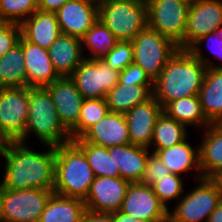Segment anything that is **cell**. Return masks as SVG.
Listing matches in <instances>:
<instances>
[{"label":"cell","mask_w":222,"mask_h":222,"mask_svg":"<svg viewBox=\"0 0 222 222\" xmlns=\"http://www.w3.org/2000/svg\"><path fill=\"white\" fill-rule=\"evenodd\" d=\"M208 222H222V202L211 213Z\"/></svg>","instance_id":"cell-44"},{"label":"cell","mask_w":222,"mask_h":222,"mask_svg":"<svg viewBox=\"0 0 222 222\" xmlns=\"http://www.w3.org/2000/svg\"><path fill=\"white\" fill-rule=\"evenodd\" d=\"M171 174V171L160 160L155 153H150L146 163L145 173L141 183L148 186H153L159 179Z\"/></svg>","instance_id":"cell-38"},{"label":"cell","mask_w":222,"mask_h":222,"mask_svg":"<svg viewBox=\"0 0 222 222\" xmlns=\"http://www.w3.org/2000/svg\"><path fill=\"white\" fill-rule=\"evenodd\" d=\"M53 193L51 189H6L3 205L4 222H39Z\"/></svg>","instance_id":"cell-11"},{"label":"cell","mask_w":222,"mask_h":222,"mask_svg":"<svg viewBox=\"0 0 222 222\" xmlns=\"http://www.w3.org/2000/svg\"><path fill=\"white\" fill-rule=\"evenodd\" d=\"M81 222H112V213L85 210Z\"/></svg>","instance_id":"cell-41"},{"label":"cell","mask_w":222,"mask_h":222,"mask_svg":"<svg viewBox=\"0 0 222 222\" xmlns=\"http://www.w3.org/2000/svg\"><path fill=\"white\" fill-rule=\"evenodd\" d=\"M108 112L106 99H84L78 123L70 130L72 140L80 138L92 125L104 118Z\"/></svg>","instance_id":"cell-33"},{"label":"cell","mask_w":222,"mask_h":222,"mask_svg":"<svg viewBox=\"0 0 222 222\" xmlns=\"http://www.w3.org/2000/svg\"><path fill=\"white\" fill-rule=\"evenodd\" d=\"M219 27H222V0L191 1L185 30V50Z\"/></svg>","instance_id":"cell-13"},{"label":"cell","mask_w":222,"mask_h":222,"mask_svg":"<svg viewBox=\"0 0 222 222\" xmlns=\"http://www.w3.org/2000/svg\"><path fill=\"white\" fill-rule=\"evenodd\" d=\"M187 128L162 112L156 121L150 147L153 145V150H161L184 141L188 138Z\"/></svg>","instance_id":"cell-31"},{"label":"cell","mask_w":222,"mask_h":222,"mask_svg":"<svg viewBox=\"0 0 222 222\" xmlns=\"http://www.w3.org/2000/svg\"><path fill=\"white\" fill-rule=\"evenodd\" d=\"M203 42L207 44L209 51H212L215 58L222 60V39H220L219 35L216 31L213 33H209L200 39H198L194 45H192L188 50L198 58L207 68L210 69H222L221 65H216L211 63L205 56H203L202 46ZM214 45V46H213Z\"/></svg>","instance_id":"cell-36"},{"label":"cell","mask_w":222,"mask_h":222,"mask_svg":"<svg viewBox=\"0 0 222 222\" xmlns=\"http://www.w3.org/2000/svg\"><path fill=\"white\" fill-rule=\"evenodd\" d=\"M207 67L189 50L178 49L154 81L153 96L163 107L199 94Z\"/></svg>","instance_id":"cell-2"},{"label":"cell","mask_w":222,"mask_h":222,"mask_svg":"<svg viewBox=\"0 0 222 222\" xmlns=\"http://www.w3.org/2000/svg\"><path fill=\"white\" fill-rule=\"evenodd\" d=\"M183 178L177 174H169L157 181L152 187L155 195L169 209L171 200H180L184 192ZM179 198V199H178Z\"/></svg>","instance_id":"cell-35"},{"label":"cell","mask_w":222,"mask_h":222,"mask_svg":"<svg viewBox=\"0 0 222 222\" xmlns=\"http://www.w3.org/2000/svg\"><path fill=\"white\" fill-rule=\"evenodd\" d=\"M198 97L206 119L222 123V69L207 68Z\"/></svg>","instance_id":"cell-25"},{"label":"cell","mask_w":222,"mask_h":222,"mask_svg":"<svg viewBox=\"0 0 222 222\" xmlns=\"http://www.w3.org/2000/svg\"><path fill=\"white\" fill-rule=\"evenodd\" d=\"M196 182L197 187L182 196L173 207L174 210H169L168 222H208L209 216L222 202V198L210 178H201Z\"/></svg>","instance_id":"cell-8"},{"label":"cell","mask_w":222,"mask_h":222,"mask_svg":"<svg viewBox=\"0 0 222 222\" xmlns=\"http://www.w3.org/2000/svg\"><path fill=\"white\" fill-rule=\"evenodd\" d=\"M189 0H146L148 27L185 50Z\"/></svg>","instance_id":"cell-6"},{"label":"cell","mask_w":222,"mask_h":222,"mask_svg":"<svg viewBox=\"0 0 222 222\" xmlns=\"http://www.w3.org/2000/svg\"><path fill=\"white\" fill-rule=\"evenodd\" d=\"M118 42L119 40L112 31L98 19L81 38L83 54H85V50H83L84 46H86L88 51H91L90 54H92L89 57L84 56V58L102 59Z\"/></svg>","instance_id":"cell-30"},{"label":"cell","mask_w":222,"mask_h":222,"mask_svg":"<svg viewBox=\"0 0 222 222\" xmlns=\"http://www.w3.org/2000/svg\"><path fill=\"white\" fill-rule=\"evenodd\" d=\"M21 35L43 49L48 50L61 34L56 12L38 9L21 24Z\"/></svg>","instance_id":"cell-21"},{"label":"cell","mask_w":222,"mask_h":222,"mask_svg":"<svg viewBox=\"0 0 222 222\" xmlns=\"http://www.w3.org/2000/svg\"><path fill=\"white\" fill-rule=\"evenodd\" d=\"M98 19L119 41H132L148 27L146 0H100Z\"/></svg>","instance_id":"cell-5"},{"label":"cell","mask_w":222,"mask_h":222,"mask_svg":"<svg viewBox=\"0 0 222 222\" xmlns=\"http://www.w3.org/2000/svg\"><path fill=\"white\" fill-rule=\"evenodd\" d=\"M10 87H27L22 35L19 43L0 57V88Z\"/></svg>","instance_id":"cell-27"},{"label":"cell","mask_w":222,"mask_h":222,"mask_svg":"<svg viewBox=\"0 0 222 222\" xmlns=\"http://www.w3.org/2000/svg\"><path fill=\"white\" fill-rule=\"evenodd\" d=\"M29 87L0 88V128L10 141H19L28 121Z\"/></svg>","instance_id":"cell-10"},{"label":"cell","mask_w":222,"mask_h":222,"mask_svg":"<svg viewBox=\"0 0 222 222\" xmlns=\"http://www.w3.org/2000/svg\"><path fill=\"white\" fill-rule=\"evenodd\" d=\"M37 152L26 143L11 141L0 153L4 157V177L1 185L6 189H51L54 187L56 147Z\"/></svg>","instance_id":"cell-1"},{"label":"cell","mask_w":222,"mask_h":222,"mask_svg":"<svg viewBox=\"0 0 222 222\" xmlns=\"http://www.w3.org/2000/svg\"><path fill=\"white\" fill-rule=\"evenodd\" d=\"M97 0H70L57 12L61 34L81 39L98 20Z\"/></svg>","instance_id":"cell-15"},{"label":"cell","mask_w":222,"mask_h":222,"mask_svg":"<svg viewBox=\"0 0 222 222\" xmlns=\"http://www.w3.org/2000/svg\"><path fill=\"white\" fill-rule=\"evenodd\" d=\"M149 148L133 144L109 147V154L114 159L115 171L121 178L131 182H141L150 154Z\"/></svg>","instance_id":"cell-20"},{"label":"cell","mask_w":222,"mask_h":222,"mask_svg":"<svg viewBox=\"0 0 222 222\" xmlns=\"http://www.w3.org/2000/svg\"><path fill=\"white\" fill-rule=\"evenodd\" d=\"M74 142H90L106 148L130 144L128 123L123 113L108 112Z\"/></svg>","instance_id":"cell-17"},{"label":"cell","mask_w":222,"mask_h":222,"mask_svg":"<svg viewBox=\"0 0 222 222\" xmlns=\"http://www.w3.org/2000/svg\"><path fill=\"white\" fill-rule=\"evenodd\" d=\"M10 140L6 137L0 128V153L10 144Z\"/></svg>","instance_id":"cell-47"},{"label":"cell","mask_w":222,"mask_h":222,"mask_svg":"<svg viewBox=\"0 0 222 222\" xmlns=\"http://www.w3.org/2000/svg\"><path fill=\"white\" fill-rule=\"evenodd\" d=\"M23 56L27 73V87H46L60 77L53 68L48 50L27 41L24 37Z\"/></svg>","instance_id":"cell-19"},{"label":"cell","mask_w":222,"mask_h":222,"mask_svg":"<svg viewBox=\"0 0 222 222\" xmlns=\"http://www.w3.org/2000/svg\"><path fill=\"white\" fill-rule=\"evenodd\" d=\"M154 85H132L118 82L106 96L110 112L127 113L153 95Z\"/></svg>","instance_id":"cell-26"},{"label":"cell","mask_w":222,"mask_h":222,"mask_svg":"<svg viewBox=\"0 0 222 222\" xmlns=\"http://www.w3.org/2000/svg\"><path fill=\"white\" fill-rule=\"evenodd\" d=\"M45 88L53 99L61 123L70 131L78 123L83 96L70 77H59Z\"/></svg>","instance_id":"cell-18"},{"label":"cell","mask_w":222,"mask_h":222,"mask_svg":"<svg viewBox=\"0 0 222 222\" xmlns=\"http://www.w3.org/2000/svg\"><path fill=\"white\" fill-rule=\"evenodd\" d=\"M102 60L115 70L123 71L133 63V44L131 41H119Z\"/></svg>","instance_id":"cell-37"},{"label":"cell","mask_w":222,"mask_h":222,"mask_svg":"<svg viewBox=\"0 0 222 222\" xmlns=\"http://www.w3.org/2000/svg\"><path fill=\"white\" fill-rule=\"evenodd\" d=\"M75 143L83 150L95 177H121L120 172L115 171V162L109 154V148L90 142Z\"/></svg>","instance_id":"cell-32"},{"label":"cell","mask_w":222,"mask_h":222,"mask_svg":"<svg viewBox=\"0 0 222 222\" xmlns=\"http://www.w3.org/2000/svg\"><path fill=\"white\" fill-rule=\"evenodd\" d=\"M112 222H140V221L119 210L117 212L112 213Z\"/></svg>","instance_id":"cell-43"},{"label":"cell","mask_w":222,"mask_h":222,"mask_svg":"<svg viewBox=\"0 0 222 222\" xmlns=\"http://www.w3.org/2000/svg\"><path fill=\"white\" fill-rule=\"evenodd\" d=\"M94 178L83 150L73 140L56 147L55 194L85 200Z\"/></svg>","instance_id":"cell-3"},{"label":"cell","mask_w":222,"mask_h":222,"mask_svg":"<svg viewBox=\"0 0 222 222\" xmlns=\"http://www.w3.org/2000/svg\"><path fill=\"white\" fill-rule=\"evenodd\" d=\"M6 196V188L0 184V222H4L3 220V205Z\"/></svg>","instance_id":"cell-46"},{"label":"cell","mask_w":222,"mask_h":222,"mask_svg":"<svg viewBox=\"0 0 222 222\" xmlns=\"http://www.w3.org/2000/svg\"><path fill=\"white\" fill-rule=\"evenodd\" d=\"M204 130L198 145L200 169L203 178H211L222 169V123H212Z\"/></svg>","instance_id":"cell-24"},{"label":"cell","mask_w":222,"mask_h":222,"mask_svg":"<svg viewBox=\"0 0 222 222\" xmlns=\"http://www.w3.org/2000/svg\"><path fill=\"white\" fill-rule=\"evenodd\" d=\"M130 183L121 177H95L84 200L86 208L107 213L119 211Z\"/></svg>","instance_id":"cell-14"},{"label":"cell","mask_w":222,"mask_h":222,"mask_svg":"<svg viewBox=\"0 0 222 222\" xmlns=\"http://www.w3.org/2000/svg\"><path fill=\"white\" fill-rule=\"evenodd\" d=\"M186 138L184 141L166 149L152 150L173 174L181 176L191 169L196 170L195 180L203 178L200 169L199 147L193 148Z\"/></svg>","instance_id":"cell-23"},{"label":"cell","mask_w":222,"mask_h":222,"mask_svg":"<svg viewBox=\"0 0 222 222\" xmlns=\"http://www.w3.org/2000/svg\"><path fill=\"white\" fill-rule=\"evenodd\" d=\"M68 1L70 0H38V9L57 12Z\"/></svg>","instance_id":"cell-42"},{"label":"cell","mask_w":222,"mask_h":222,"mask_svg":"<svg viewBox=\"0 0 222 222\" xmlns=\"http://www.w3.org/2000/svg\"><path fill=\"white\" fill-rule=\"evenodd\" d=\"M119 71L102 59H87L69 76L84 99H106L107 93L119 82Z\"/></svg>","instance_id":"cell-9"},{"label":"cell","mask_w":222,"mask_h":222,"mask_svg":"<svg viewBox=\"0 0 222 222\" xmlns=\"http://www.w3.org/2000/svg\"><path fill=\"white\" fill-rule=\"evenodd\" d=\"M131 42L133 63L140 66L153 82L179 49L170 39L149 27L140 31Z\"/></svg>","instance_id":"cell-7"},{"label":"cell","mask_w":222,"mask_h":222,"mask_svg":"<svg viewBox=\"0 0 222 222\" xmlns=\"http://www.w3.org/2000/svg\"><path fill=\"white\" fill-rule=\"evenodd\" d=\"M38 10V0H0V21L21 24Z\"/></svg>","instance_id":"cell-34"},{"label":"cell","mask_w":222,"mask_h":222,"mask_svg":"<svg viewBox=\"0 0 222 222\" xmlns=\"http://www.w3.org/2000/svg\"><path fill=\"white\" fill-rule=\"evenodd\" d=\"M120 83L132 85H154L146 72L138 65L132 63L119 73Z\"/></svg>","instance_id":"cell-40"},{"label":"cell","mask_w":222,"mask_h":222,"mask_svg":"<svg viewBox=\"0 0 222 222\" xmlns=\"http://www.w3.org/2000/svg\"><path fill=\"white\" fill-rule=\"evenodd\" d=\"M20 37V24L0 22V57L19 43Z\"/></svg>","instance_id":"cell-39"},{"label":"cell","mask_w":222,"mask_h":222,"mask_svg":"<svg viewBox=\"0 0 222 222\" xmlns=\"http://www.w3.org/2000/svg\"><path fill=\"white\" fill-rule=\"evenodd\" d=\"M217 34L219 35L220 39H222V27H219L218 29L215 30Z\"/></svg>","instance_id":"cell-48"},{"label":"cell","mask_w":222,"mask_h":222,"mask_svg":"<svg viewBox=\"0 0 222 222\" xmlns=\"http://www.w3.org/2000/svg\"><path fill=\"white\" fill-rule=\"evenodd\" d=\"M169 210L155 195L153 187L141 182L130 183L120 209L140 222H168Z\"/></svg>","instance_id":"cell-12"},{"label":"cell","mask_w":222,"mask_h":222,"mask_svg":"<svg viewBox=\"0 0 222 222\" xmlns=\"http://www.w3.org/2000/svg\"><path fill=\"white\" fill-rule=\"evenodd\" d=\"M210 179L216 184L222 198V169L217 171Z\"/></svg>","instance_id":"cell-45"},{"label":"cell","mask_w":222,"mask_h":222,"mask_svg":"<svg viewBox=\"0 0 222 222\" xmlns=\"http://www.w3.org/2000/svg\"><path fill=\"white\" fill-rule=\"evenodd\" d=\"M162 112L163 107L152 95L125 113L130 143L150 149L154 127Z\"/></svg>","instance_id":"cell-16"},{"label":"cell","mask_w":222,"mask_h":222,"mask_svg":"<svg viewBox=\"0 0 222 222\" xmlns=\"http://www.w3.org/2000/svg\"><path fill=\"white\" fill-rule=\"evenodd\" d=\"M31 133L42 145L57 147L72 141L70 131L61 123L53 99L45 87L29 88L28 121L19 141L28 143L27 138Z\"/></svg>","instance_id":"cell-4"},{"label":"cell","mask_w":222,"mask_h":222,"mask_svg":"<svg viewBox=\"0 0 222 222\" xmlns=\"http://www.w3.org/2000/svg\"><path fill=\"white\" fill-rule=\"evenodd\" d=\"M85 210L84 200L53 193L39 222H81Z\"/></svg>","instance_id":"cell-28"},{"label":"cell","mask_w":222,"mask_h":222,"mask_svg":"<svg viewBox=\"0 0 222 222\" xmlns=\"http://www.w3.org/2000/svg\"><path fill=\"white\" fill-rule=\"evenodd\" d=\"M54 70L60 77H69L83 61L81 39L60 34L48 49Z\"/></svg>","instance_id":"cell-22"},{"label":"cell","mask_w":222,"mask_h":222,"mask_svg":"<svg viewBox=\"0 0 222 222\" xmlns=\"http://www.w3.org/2000/svg\"><path fill=\"white\" fill-rule=\"evenodd\" d=\"M163 112L186 127L198 126L205 129L211 124L202 111L198 95L174 100L163 109Z\"/></svg>","instance_id":"cell-29"}]
</instances>
